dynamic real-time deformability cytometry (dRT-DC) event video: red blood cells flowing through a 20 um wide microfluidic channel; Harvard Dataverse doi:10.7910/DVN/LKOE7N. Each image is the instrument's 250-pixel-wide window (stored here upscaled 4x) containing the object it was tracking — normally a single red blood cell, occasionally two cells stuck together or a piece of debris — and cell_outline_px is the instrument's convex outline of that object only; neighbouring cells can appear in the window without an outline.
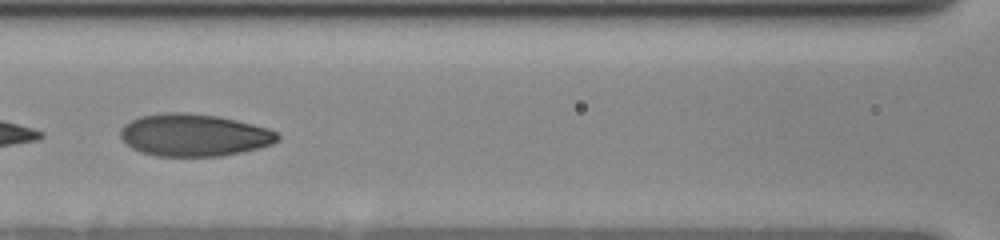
{"species": "human", "species_latin": "Homo sapiens", "temperature_condition": "cold", "stored_images_in_passage": 38, "camera_frame_rate_fps": 3000, "um_per_image_px": 0.085, "donor": {"sex": "female"}, "frame": {"image": 1, "passage_image": 12, "time_ms": 3.667, "image_size_px": [1000, 240], "cell_outline_px": [[280, 140], [272, 144], [260, 148], [220, 156], [156, 156], [140, 152], [132, 148], [120, 136], [120, 128], [124, 124], [140, 116], [164, 112], [184, 112], [220, 116], [268, 128], [276, 132], [280, 136]], "centroid_in_image_um": [16.49, 11.48], "position_along_channel_um": 150.1, "area_um2": 38.9}}
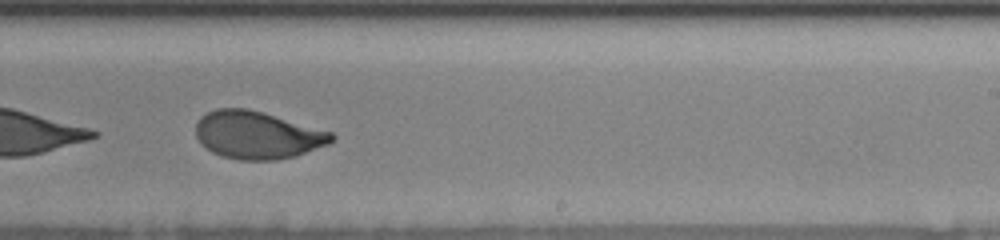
{"frame": {"image": 2, "passage_image": 24, "time_ms": 7.0, "image_size_px": [1000, 240], "cell_outline_px": [[336, 136], [328, 144], [296, 156], [276, 160], [240, 160], [220, 156], [212, 152], [196, 136], [196, 124], [200, 116], [216, 108], [248, 108], [332, 132]], "centroid_in_image_um": [21.87, 11.48], "position_along_channel_um": 267.1, "area_um2": 37.51}}
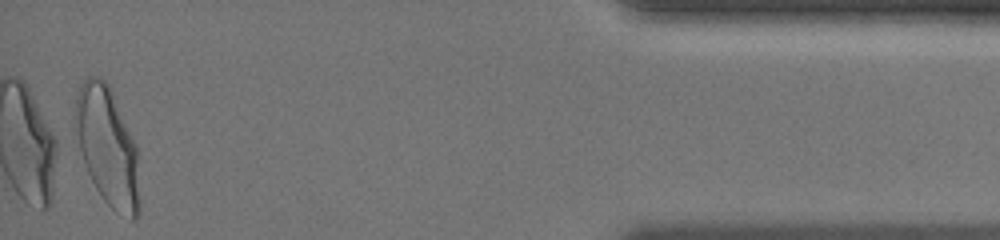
{"frame": {"image": 3, "passage_image": 38, "time_ms": 13.0, "image_size_px": [1000, 240], "cell_outline_px": [[140, 212], [132, 220], [116, 212], [104, 200], [96, 188], [84, 164], [80, 148], [76, 112], [76, 96], [80, 84], [88, 76], [96, 76], [104, 80], [112, 88], [136, 144], [140, 204]], "centroid_in_image_um": [9.18, 12.45], "position_along_channel_um": 426.0, "area_um2": 43.93}, "authors_computed_cell_mechanics": {"area_um2": 38.6104, "velocity_mm_per_s": 3.5196, "shape_relaxation_time_tau1_ms": 3.9767, "shape_relaxation_time_tau2_ms": 1.0482, "deformation_change_tau1": 0.1707, "deformation_change_tau2": 0.0595}}